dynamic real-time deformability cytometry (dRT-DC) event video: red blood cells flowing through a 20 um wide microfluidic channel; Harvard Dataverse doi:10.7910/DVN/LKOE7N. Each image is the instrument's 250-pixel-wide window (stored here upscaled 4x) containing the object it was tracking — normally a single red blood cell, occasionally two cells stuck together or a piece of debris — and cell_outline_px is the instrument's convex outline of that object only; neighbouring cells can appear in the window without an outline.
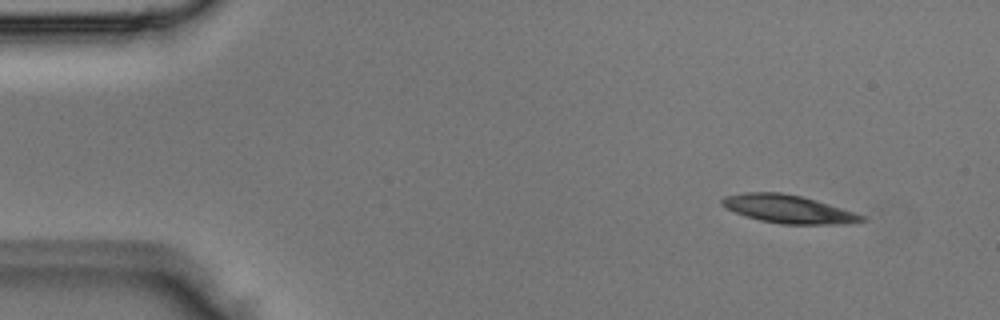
{"species": "Egyptian fruit bat (a non-hibernating species)", "species_latin": "Rousettus aegyptiacus", "temperature_condition": "room temperature", "stored_images_in_passage": 3, "camera_frame_rate_fps": 3000, "um_per_image_px": 0.085, "animal": {"sex": "male"}, "frame": {"image": 1, "passage_image": 1, "time_ms": 0.0, "image_size_px": [1000, 320], "cell_outline_px": [[864, 220], [852, 224], [780, 224], [760, 220], [744, 216], [724, 208], [720, 204], [720, 200], [724, 196], [740, 192], [780, 192], [800, 196], [816, 200], [864, 216]], "centroid_in_image_um": [66.91, 17.77], "position_along_channel_um": 18.1, "area_um2": 22.95}}
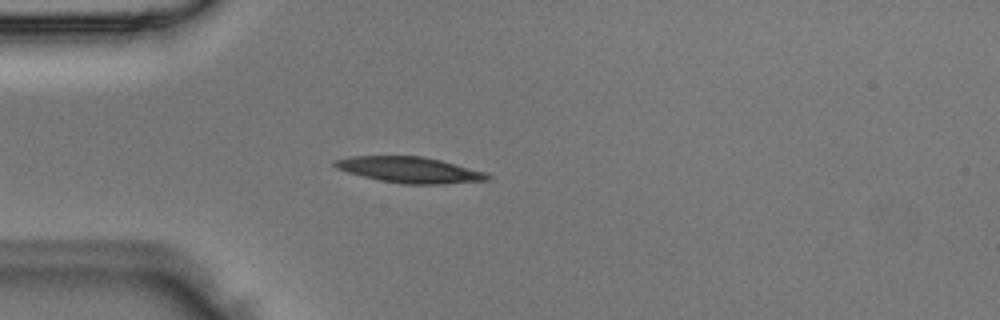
{"frame": {"image": 2, "passage_image": 3, "time_ms": 0.667, "image_size_px": [1000, 320], "cell_outline_px": [[492, 176], [488, 180], [444, 184], [404, 184], [380, 180], [348, 172], [336, 168], [332, 164], [332, 160], [352, 156], [424, 156], [488, 172]], "centroid_in_image_um": [34.85, 14.43], "position_along_channel_um": 50.2, "area_um2": 23.12}}